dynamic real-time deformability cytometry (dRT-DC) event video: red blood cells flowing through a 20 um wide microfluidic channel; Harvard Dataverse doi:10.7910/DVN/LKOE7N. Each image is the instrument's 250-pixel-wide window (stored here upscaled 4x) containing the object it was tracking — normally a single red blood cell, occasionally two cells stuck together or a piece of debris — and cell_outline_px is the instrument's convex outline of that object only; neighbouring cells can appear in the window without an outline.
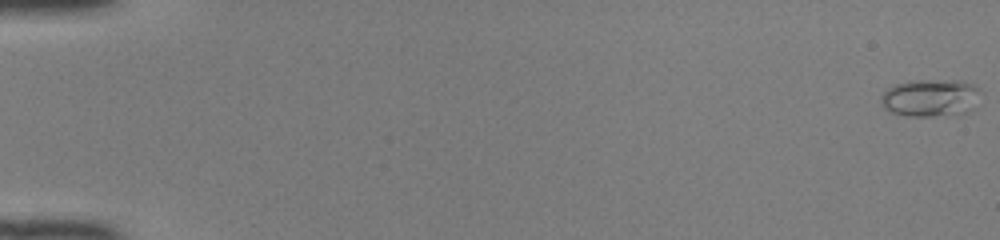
{"species": "common noctule bat (a hibernating species)", "species_latin": "Nyctalus noctula", "temperature_condition": "room temperature", "stored_images_in_passage": 50, "camera_frame_rate_fps": 3000, "um_per_image_px": 0.085, "animal": {"sex": "female", "body_mass_g": 22.0, "forearm_length_mm": 56.7}, "frame": {"image": 1, "passage_image": 1, "time_ms": 0.0, "image_size_px": [1000, 240], "cell_outline_px": [[980, 88], [972, 108], [968, 112], [932, 116], [908, 116], [892, 112], [884, 108], [880, 100], [880, 96], [888, 88], [896, 84], [912, 80], [956, 80], [972, 84]], "centroid_in_image_um": [79.04, 8.3], "position_along_channel_um": 6.0, "area_um2": 21.5}}
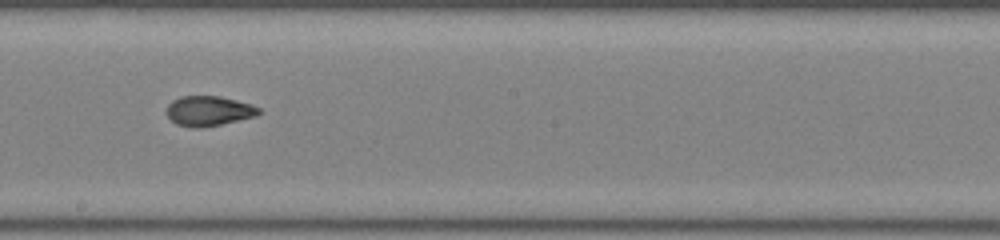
{"frame": {"image": 2, "passage_image": 30, "time_ms": 9.667, "image_size_px": [1000, 240], "cell_outline_px": [[260, 112], [256, 116], [220, 124], [196, 128], [192, 128], [176, 124], [164, 112], [168, 104], [172, 100], [180, 96], [220, 96], [252, 104], [260, 108]], "centroid_in_image_um": [17.71, 9.42], "position_along_channel_um": 230.5, "area_um2": 16.13}}
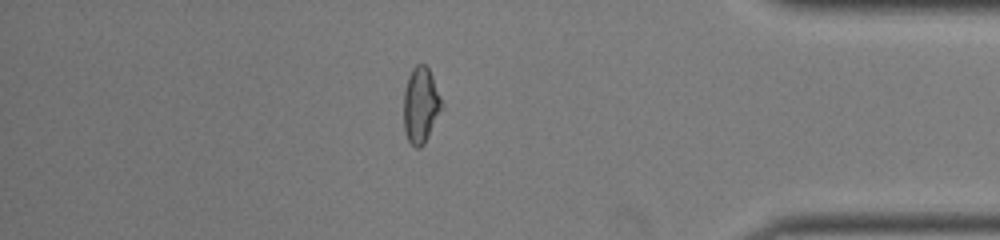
{"frame": {"image": 3, "passage_image": 44, "time_ms": 14.333, "image_size_px": [1000, 240], "cell_outline_px": [[444, 108], [424, 144], [420, 148], [416, 148], [408, 140], [404, 132], [404, 92], [408, 76], [412, 68], [416, 64], [424, 64], [428, 68], [432, 76], [444, 104]], "centroid_in_image_um": [35.78, 8.95], "position_along_channel_um": 399.4, "area_um2": 17.05}, "authors_computed_cell_mechanics": {"area_um2": 16.4152, "velocity_mm_per_s": 4.165, "shape_relaxation_time_tau1_ms": 8.0671, "shape_relaxation_time_tau2_ms": 1.1675, "deformation_change_tau1": 0.2796, "deformation_change_tau2": 0.0584}}